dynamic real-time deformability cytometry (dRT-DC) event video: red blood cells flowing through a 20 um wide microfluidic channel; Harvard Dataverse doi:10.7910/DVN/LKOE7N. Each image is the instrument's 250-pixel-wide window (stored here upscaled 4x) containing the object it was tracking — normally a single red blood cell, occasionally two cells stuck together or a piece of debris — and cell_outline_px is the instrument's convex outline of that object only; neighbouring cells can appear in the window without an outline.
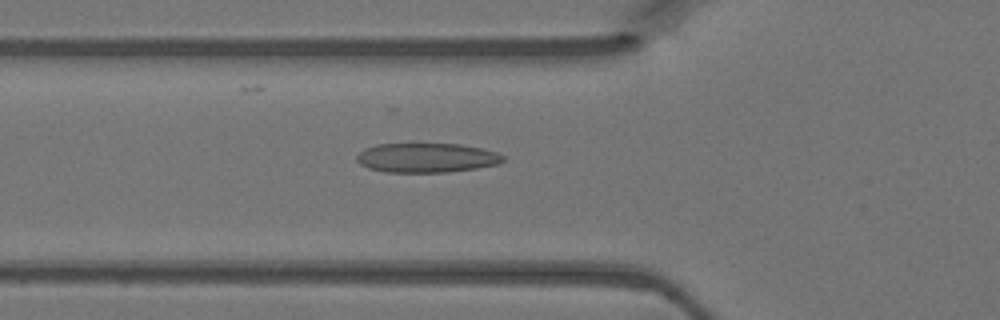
{"species": "Egyptian fruit bat (a non-hibernating species)", "species_latin": "Rousettus aegyptiacus", "temperature_condition": "warm", "stored_images_in_passage": 43, "camera_frame_rate_fps": 3000, "um_per_image_px": 0.085, "animal": {"sex": "female"}, "frame": {"image": 1, "passage_image": 12, "time_ms": 3.667, "image_size_px": [1000, 320], "cell_outline_px": [[504, 160], [496, 164], [476, 168], [448, 172], [384, 172], [368, 168], [360, 164], [356, 160], [356, 156], [364, 148], [376, 144], [460, 144], [480, 148], [496, 152], [504, 156]], "centroid_in_image_um": [36.22, 13.41], "position_along_channel_um": 89.6, "area_um2": 25.03}}
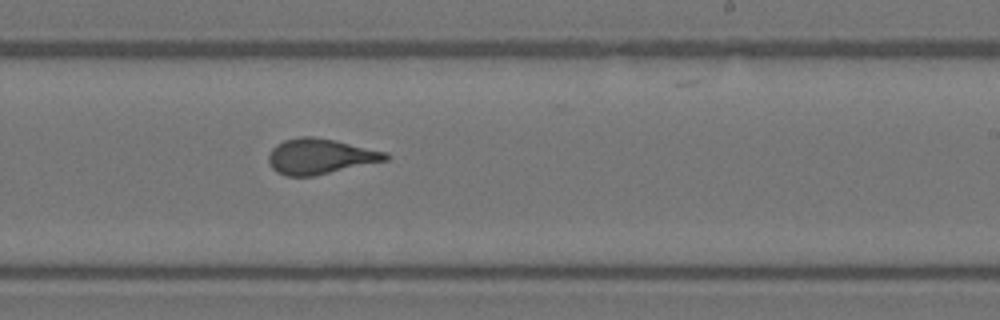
{"frame": {"image": 2, "passage_image": 24, "time_ms": 7.667, "image_size_px": [1000, 320], "cell_outline_px": [[388, 160], [316, 176], [284, 176], [276, 172], [272, 168], [268, 160], [268, 156], [272, 148], [276, 144], [284, 140], [300, 136], [312, 136], [336, 140], [388, 152]], "centroid_in_image_um": [27.21, 13.29], "position_along_channel_um": 261.8, "area_um2": 24.45}}
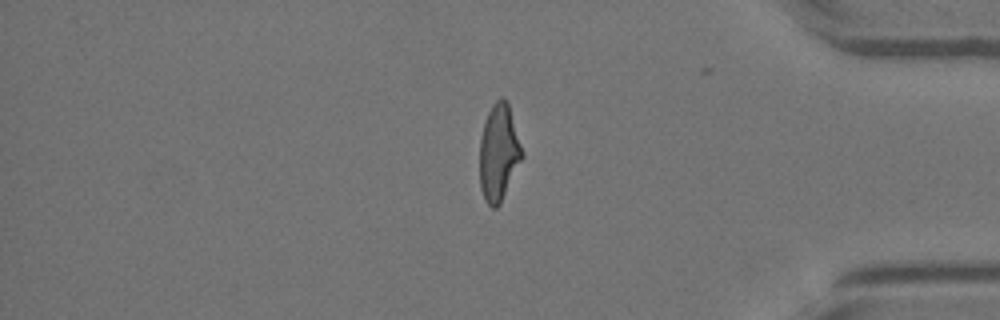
{"frame": {"image": 3, "passage_image": 35, "time_ms": 11.333, "image_size_px": [1000, 320], "cell_outline_px": [[524, 156], [500, 204], [496, 208], [492, 208], [484, 200], [480, 188], [480, 140], [484, 124], [488, 112], [492, 104], [500, 96], [508, 100], [524, 152]], "centroid_in_image_um": [42.41, 12.96], "position_along_channel_um": 392.8, "area_um2": 24.22}}